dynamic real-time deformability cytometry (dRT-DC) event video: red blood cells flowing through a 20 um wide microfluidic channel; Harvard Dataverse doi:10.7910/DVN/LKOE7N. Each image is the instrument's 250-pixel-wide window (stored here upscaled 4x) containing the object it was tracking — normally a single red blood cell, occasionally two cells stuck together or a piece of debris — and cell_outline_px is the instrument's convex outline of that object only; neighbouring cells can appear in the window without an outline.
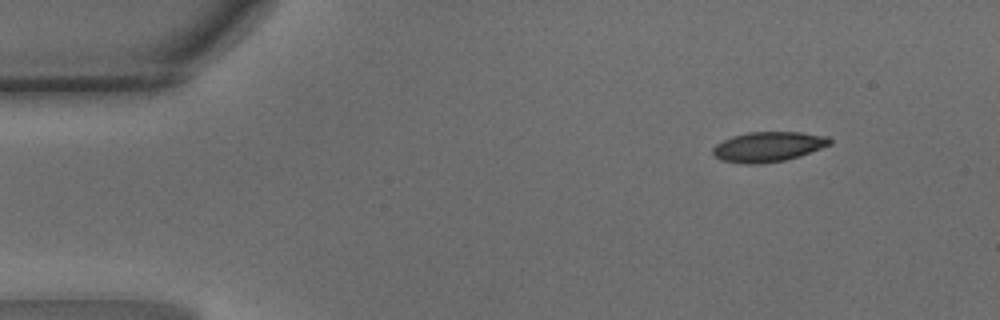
{"species": "common noctule bat (a hibernating species)", "species_latin": "Nyctalus noctula", "temperature_condition": "warm", "stored_images_in_passage": 43, "camera_frame_rate_fps": 3000, "um_per_image_px": 0.085, "animal": {"sex": "male", "body_mass_g": 15.6}, "frame": {"image": 1, "passage_image": 1, "time_ms": 0.0, "image_size_px": [1000, 320], "cell_outline_px": [[832, 144], [800, 156], [784, 160], [760, 164], [744, 164], [720, 160], [712, 156], [712, 148], [716, 144], [732, 136], [748, 132], [800, 132], [828, 136], [832, 140]], "centroid_in_image_um": [65.28, 12.48], "position_along_channel_um": 19.7, "area_um2": 20.63}}
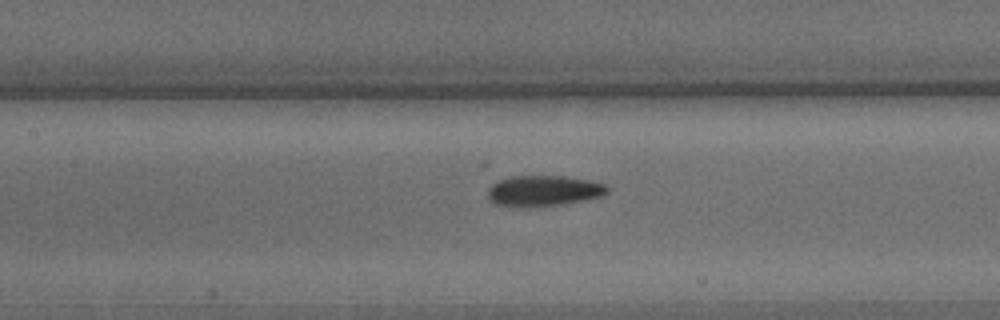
{"frame": {"image": 2, "passage_image": 17, "time_ms": 5.333, "image_size_px": [1000, 320], "cell_outline_px": [[608, 192], [600, 196], [584, 200], [564, 204], [496, 204], [488, 200], [488, 188], [492, 184], [508, 176], [564, 176], [592, 180], [604, 184], [608, 188]], "centroid_in_image_um": [46.24, 16.16], "position_along_channel_um": 161.2, "area_um2": 20.63}}
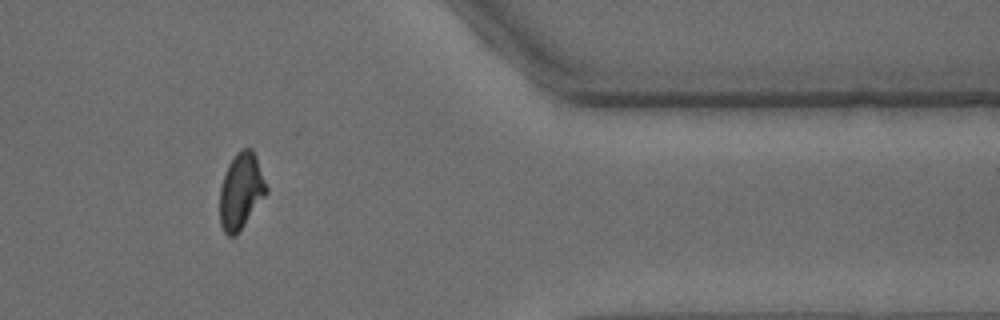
{"frame": {"image": 3, "passage_image": 35, "time_ms": 11.333, "image_size_px": [1000, 320], "cell_outline_px": [[268, 192], [236, 236], [228, 236], [224, 232], [220, 224], [220, 188], [228, 164], [236, 152], [240, 148], [252, 148], [256, 156], [268, 188]], "centroid_in_image_um": [20.49, 16.23], "position_along_channel_um": 390.9, "area_um2": 20.69}, "authors_computed_cell_mechanics": {"area_um2": 20.8658, "velocity_mm_per_s": 4.2228, "shape_relaxation_time_tau1_ms": 4.6322, "shape_relaxation_time_tau2_ms": 2.4548, "deformation_change_tau1": 0.1467, "deformation_change_tau2": 0.0847}}